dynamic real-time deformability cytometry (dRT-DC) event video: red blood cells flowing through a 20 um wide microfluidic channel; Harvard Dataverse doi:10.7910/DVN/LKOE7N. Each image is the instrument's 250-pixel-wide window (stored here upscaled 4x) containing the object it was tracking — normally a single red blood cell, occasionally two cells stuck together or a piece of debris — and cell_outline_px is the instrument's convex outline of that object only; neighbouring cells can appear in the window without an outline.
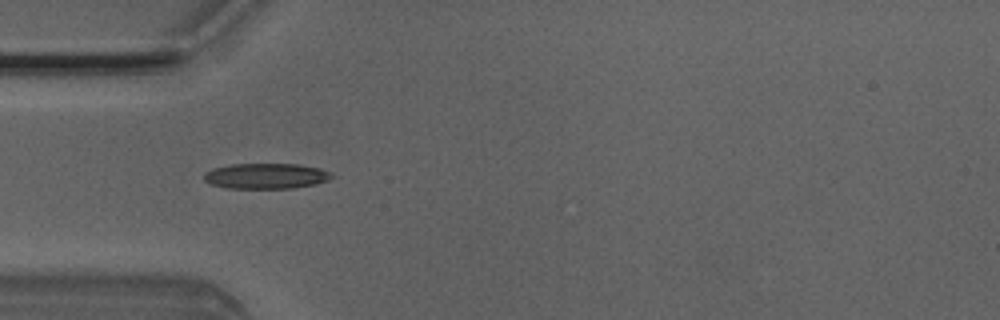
{"species": "Egyptian fruit bat (a non-hibernating species)", "species_latin": "Rousettus aegyptiacus", "temperature_condition": "room temperature", "stored_images_in_passage": 6, "camera_frame_rate_fps": 3000, "um_per_image_px": 0.085, "animal": {"sex": "male"}, "frame": {"image": 1, "passage_image": 3, "time_ms": 0.667, "image_size_px": [1000, 320], "cell_outline_px": [[336, 176], [328, 180], [316, 184], [292, 188], [228, 188], [212, 184], [204, 180], [204, 172], [212, 168], [232, 164], [300, 164], [320, 168]], "centroid_in_image_um": [22.62, 14.95], "position_along_channel_um": 62.4, "area_um2": 19.02}}